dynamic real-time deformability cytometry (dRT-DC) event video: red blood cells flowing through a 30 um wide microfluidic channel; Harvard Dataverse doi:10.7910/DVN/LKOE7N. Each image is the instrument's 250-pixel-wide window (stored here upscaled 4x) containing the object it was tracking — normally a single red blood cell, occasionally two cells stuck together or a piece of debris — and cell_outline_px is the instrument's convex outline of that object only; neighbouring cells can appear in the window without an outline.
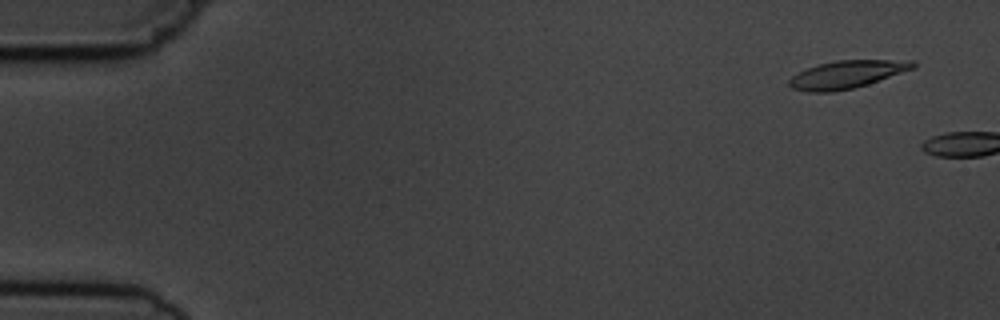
{"species": "common noctule bat (a hibernating species)", "species_latin": "Nyctalus noctula", "temperature_condition": "cold", "stored_images_in_passage": 2, "camera_frame_rate_fps": 3000, "um_per_image_px": 0.085, "animal": {"sex": "male", "body_mass_g": 19.5, "forearm_length_mm": 54.6}, "frame": {"image": 1, "passage_image": 1, "time_ms": 0.0, "image_size_px": [1000, 320], "cell_outline_px": [[916, 68], [868, 84], [852, 88], [832, 92], [808, 92], [792, 88], [788, 84], [788, 80], [792, 76], [808, 68], [820, 64], [836, 60], [916, 60]], "centroid_in_image_um": [72.02, 6.32], "position_along_channel_um": 13.0, "area_um2": 20.0}}